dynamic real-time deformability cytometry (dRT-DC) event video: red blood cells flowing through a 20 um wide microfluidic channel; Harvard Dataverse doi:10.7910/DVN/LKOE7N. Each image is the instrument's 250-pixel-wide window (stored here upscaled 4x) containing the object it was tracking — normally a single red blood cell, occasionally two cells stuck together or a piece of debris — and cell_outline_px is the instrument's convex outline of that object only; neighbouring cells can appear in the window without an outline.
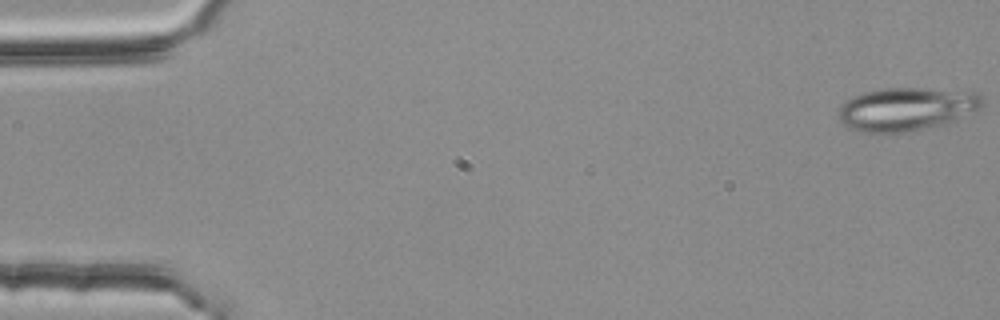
{"species": "common noctule bat (a hibernating species)", "species_latin": "Nyctalus noctula", "temperature_condition": "room temperature", "stored_images_in_passage": 4, "camera_frame_rate_fps": 3000, "um_per_image_px": 0.085, "animal": {"sex": "female", "body_mass_g": 25.1}, "frame": {"image": 1, "passage_image": 1, "time_ms": 0.0, "image_size_px": [1000, 320], "cell_outline_px": [[984, 108], [956, 120], [944, 124], [904, 132], [856, 132], [848, 128], [840, 120], [840, 108], [852, 96], [860, 92], [880, 88], [916, 88], [976, 92], [984, 100]], "centroid_in_image_um": [77.08, 9.26], "position_along_channel_um": 7.9, "area_um2": 36.36}}